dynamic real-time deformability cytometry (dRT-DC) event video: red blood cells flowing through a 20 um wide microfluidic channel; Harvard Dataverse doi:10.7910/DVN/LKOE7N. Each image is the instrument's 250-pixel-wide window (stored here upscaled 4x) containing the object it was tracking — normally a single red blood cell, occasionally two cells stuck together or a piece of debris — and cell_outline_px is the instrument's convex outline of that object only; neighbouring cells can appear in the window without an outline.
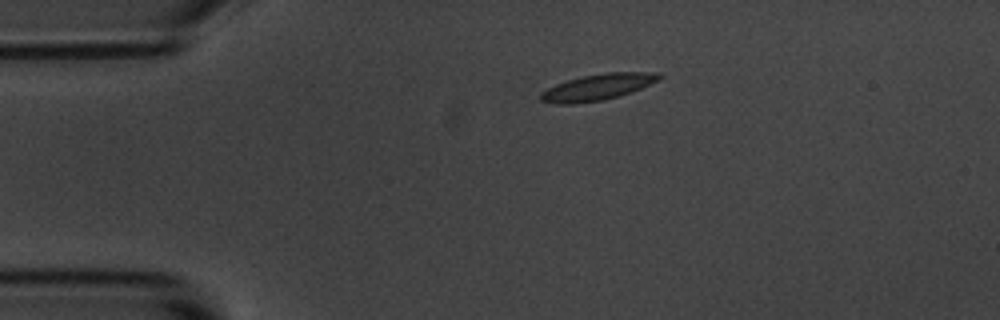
{"species": "common noctule bat (a hibernating species)", "species_latin": "Nyctalus noctula", "temperature_condition": "room temperature", "stored_images_in_passage": 2, "camera_frame_rate_fps": 3000, "um_per_image_px": 0.085, "animal": {"sex": "male", "body_mass_g": 20.1, "forearm_length_mm": 53.5}, "frame": {"image": 1, "passage_image": 1, "time_ms": 0.0, "image_size_px": [1000, 320], "cell_outline_px": [[664, 76], [660, 80], [640, 88], [604, 100], [572, 104], [556, 104], [540, 100], [540, 92], [556, 84], [568, 80], [584, 76], [604, 72], [660, 72]], "centroid_in_image_um": [50.81, 7.39], "position_along_channel_um": 34.2, "area_um2": 17.98}}